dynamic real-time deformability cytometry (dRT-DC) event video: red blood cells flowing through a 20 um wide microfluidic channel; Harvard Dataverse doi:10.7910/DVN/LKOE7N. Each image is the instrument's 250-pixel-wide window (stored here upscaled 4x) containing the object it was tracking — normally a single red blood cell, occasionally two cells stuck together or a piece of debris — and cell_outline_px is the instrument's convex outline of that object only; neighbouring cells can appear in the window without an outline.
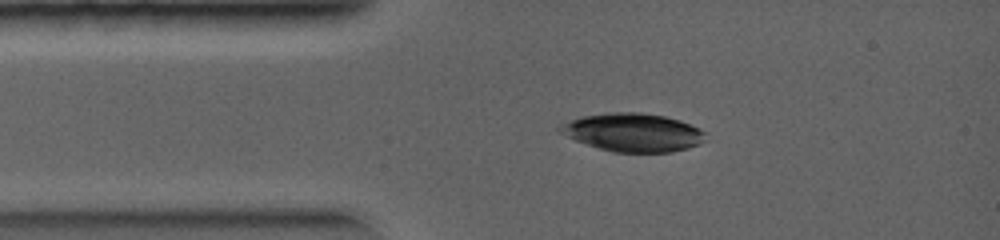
{"species": "common noctule bat (a hibernating species)", "species_latin": "Nyctalus noctula", "temperature_condition": "warm", "stored_images_in_passage": 13, "camera_frame_rate_fps": 5000, "um_per_image_px": 0.085, "animal": {"sex": "female", "body_mass_g": 19.0, "forearm_length_mm": 56.7}, "frame": {"image": 1, "passage_image": 6, "time_ms": 1.0, "image_size_px": [1000, 240], "cell_outline_px": [[708, 140], [688, 148], [672, 152], [612, 152], [576, 140], [556, 132], [556, 128], [560, 124], [584, 116], [604, 112], [640, 112], [664, 116], [680, 120], [704, 132]], "centroid_in_image_um": [53.78, 11.25], "position_along_channel_um": 31.2, "area_um2": 32.43}}
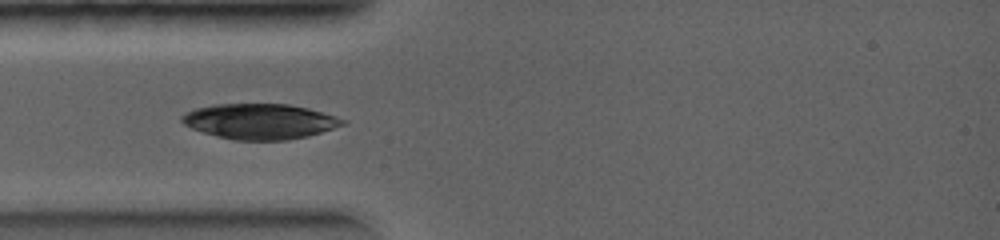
{"frame": {"image": 2, "passage_image": 10, "time_ms": 1.8, "image_size_px": [1000, 240], "cell_outline_px": [[348, 124], [308, 136], [288, 140], [236, 140], [216, 136], [192, 128], [184, 124], [180, 120], [180, 116], [184, 112], [196, 108], [212, 104], [288, 104], [308, 108], [336, 116], [344, 120]], "centroid_in_image_um": [22.08, 10.31], "position_along_channel_um": 62.9, "area_um2": 33.23}}